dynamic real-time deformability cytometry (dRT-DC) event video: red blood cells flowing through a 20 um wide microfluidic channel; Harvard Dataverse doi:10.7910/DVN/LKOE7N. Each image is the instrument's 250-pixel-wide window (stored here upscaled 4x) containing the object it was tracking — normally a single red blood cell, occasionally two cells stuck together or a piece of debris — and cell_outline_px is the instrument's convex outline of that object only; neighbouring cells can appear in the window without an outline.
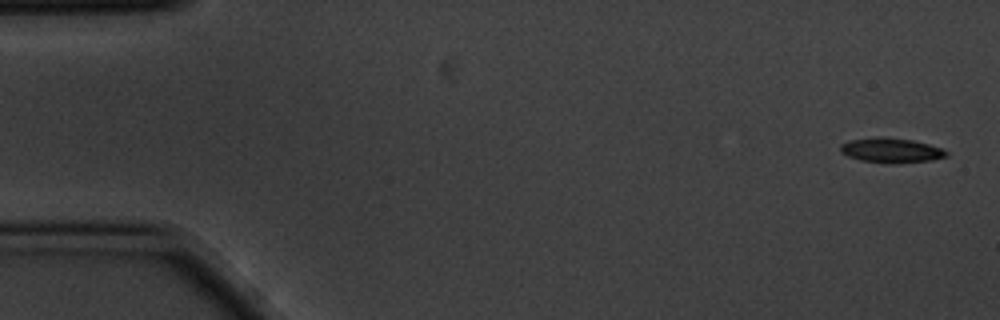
{"species": "common noctule bat (a hibernating species)", "species_latin": "Nyctalus noctula", "temperature_condition": "cold", "stored_images_in_passage": 5, "camera_frame_rate_fps": 3000, "um_per_image_px": 0.085, "animal": {"sex": "male", "body_mass_g": 20.1, "forearm_length_mm": 53.5}, "frame": {"image": 1, "passage_image": 1, "time_ms": 0.0, "image_size_px": [1000, 320], "cell_outline_px": [[948, 156], [932, 160], [892, 164], [860, 160], [848, 156], [840, 152], [840, 144], [852, 140], [876, 136], [912, 140], [928, 144], [940, 148], [948, 152]], "centroid_in_image_um": [75.73, 12.78], "position_along_channel_um": 9.3, "area_um2": 15.26}}